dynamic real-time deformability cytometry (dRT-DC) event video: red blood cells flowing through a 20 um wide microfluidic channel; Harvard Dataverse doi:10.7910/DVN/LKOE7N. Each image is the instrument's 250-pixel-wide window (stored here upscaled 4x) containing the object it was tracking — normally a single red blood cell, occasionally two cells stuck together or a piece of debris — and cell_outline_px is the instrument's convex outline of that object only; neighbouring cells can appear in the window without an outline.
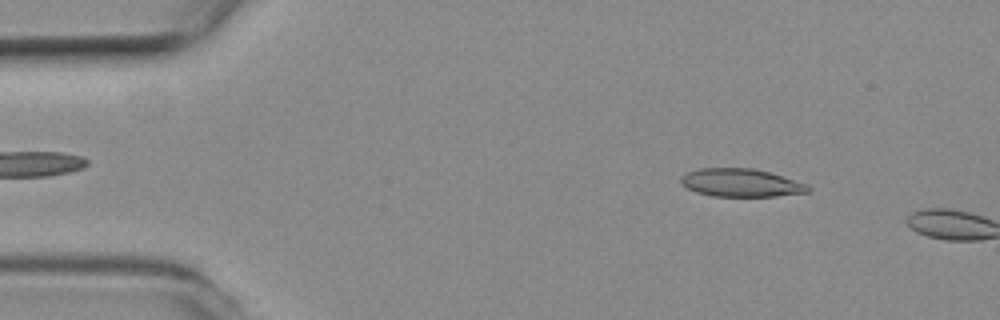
{"species": "common noctule bat (a hibernating species)", "species_latin": "Nyctalus noctula", "temperature_condition": "room temperature", "stored_images_in_passage": 8, "camera_frame_rate_fps": 3000, "um_per_image_px": 0.085, "animal": {"sex": "female", "body_mass_g": 19.3, "forearm_length_mm": 54.1}, "frame": {"image": 1, "passage_image": 6, "time_ms": 1.667, "image_size_px": [1000, 320], "cell_outline_px": [[812, 188], [808, 192], [776, 196], [712, 196], [696, 192], [680, 184], [680, 176], [688, 172], [700, 168], [752, 168], [768, 172], [808, 184]], "centroid_in_image_um": [62.96, 15.54], "position_along_channel_um": 22.0, "area_um2": 20.75}}